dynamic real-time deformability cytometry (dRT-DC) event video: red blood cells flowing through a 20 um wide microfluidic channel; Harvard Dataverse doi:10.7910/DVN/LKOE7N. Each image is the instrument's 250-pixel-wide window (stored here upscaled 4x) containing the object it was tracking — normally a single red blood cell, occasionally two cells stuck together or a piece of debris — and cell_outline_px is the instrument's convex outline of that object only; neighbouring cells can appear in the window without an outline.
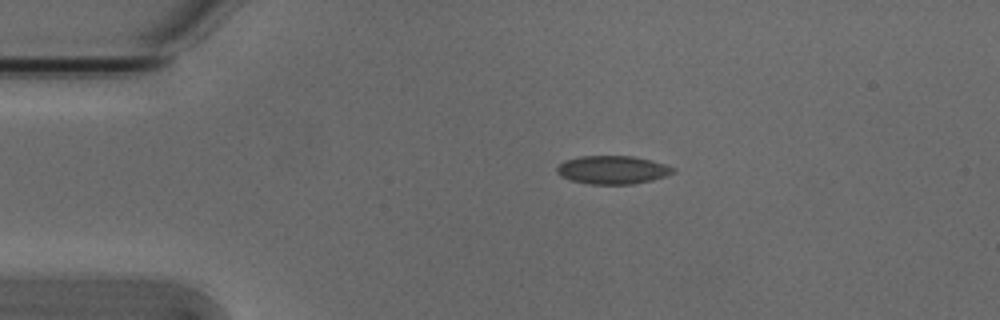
{"species": "Egyptian fruit bat (a non-hibernating species)", "species_latin": "Rousettus aegyptiacus", "temperature_condition": "cold", "stored_images_in_passage": 5, "camera_frame_rate_fps": 3000, "um_per_image_px": 0.085, "animal": {"sex": "male"}, "frame": {"image": 1, "passage_image": 5, "time_ms": 1.333, "image_size_px": [1000, 320], "cell_outline_px": [[676, 172], [652, 180], [632, 184], [588, 184], [568, 180], [560, 176], [556, 172], [556, 168], [564, 160], [580, 156], [632, 156], [652, 160], [676, 168]], "centroid_in_image_um": [52.04, 14.44], "position_along_channel_um": 33.0, "area_um2": 19.31}}